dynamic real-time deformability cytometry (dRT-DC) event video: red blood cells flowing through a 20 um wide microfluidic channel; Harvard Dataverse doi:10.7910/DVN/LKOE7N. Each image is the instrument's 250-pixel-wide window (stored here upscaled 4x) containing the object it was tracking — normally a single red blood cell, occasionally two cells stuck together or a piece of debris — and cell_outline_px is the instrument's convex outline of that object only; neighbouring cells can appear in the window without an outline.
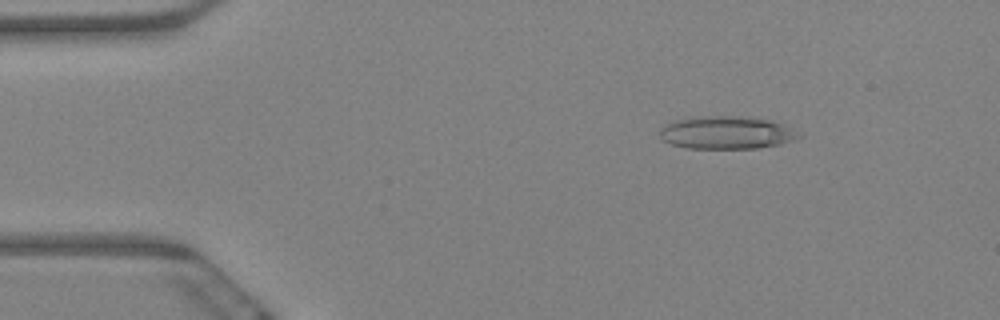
{"species": "Egyptian fruit bat (a non-hibernating species)", "species_latin": "Rousettus aegyptiacus", "temperature_condition": "warm", "stored_images_in_passage": 62, "camera_frame_rate_fps": 3000, "um_per_image_px": 0.085, "animal": {"sex": "female"}, "frame": {"image": 1, "passage_image": 9, "time_ms": 2.667, "image_size_px": [1000, 320], "cell_outline_px": [[804, 136], [792, 140], [776, 144], [756, 148], [688, 148], [672, 144], [664, 140], [660, 136], [660, 128], [664, 124], [676, 120], [692, 116], [740, 116], [768, 120], [784, 124], [792, 128]], "centroid_in_image_um": [61.73, 11.26], "position_along_channel_um": 23.3, "area_um2": 26.47}}
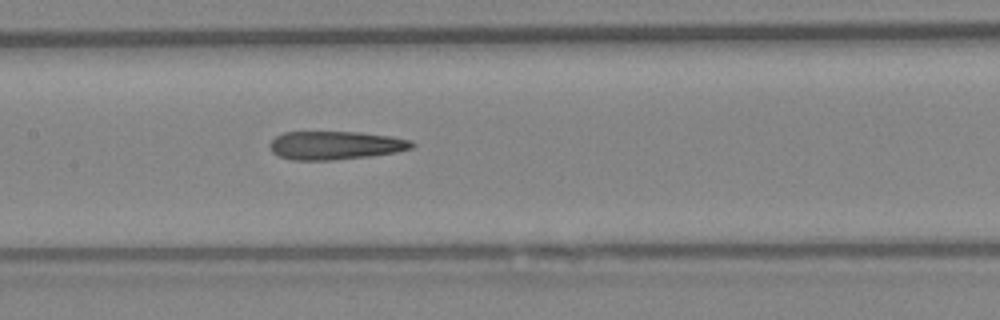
{"frame": {"image": 2, "passage_image": 30, "time_ms": 9.667, "image_size_px": [1000, 320], "cell_outline_px": [[416, 144], [412, 148], [396, 152], [368, 156], [332, 160], [292, 160], [280, 156], [272, 152], [268, 144], [276, 136], [284, 132], [360, 132], [392, 136], [412, 140]], "centroid_in_image_um": [28.52, 12.35], "position_along_channel_um": 178.9, "area_um2": 23.58}}
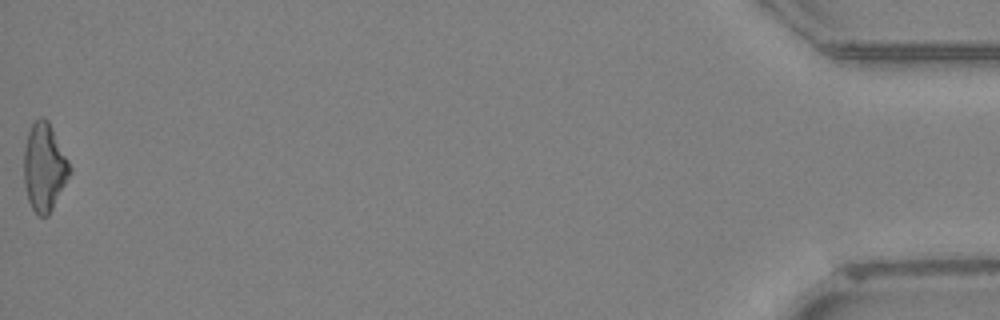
{"frame": {"image": 3, "passage_image": 62, "time_ms": 20.333, "image_size_px": [1000, 320], "cell_outline_px": [[72, 172], [48, 216], [36, 216], [28, 200], [24, 184], [24, 148], [28, 132], [32, 124], [40, 116], [44, 116], [48, 120], [72, 168]], "centroid_in_image_um": [3.76, 14.22], "position_along_channel_um": 431.4, "area_um2": 23.52}, "authors_computed_cell_mechanics": {"area_um2": 24.3338, "velocity_mm_per_s": 3.3178, "shape_relaxation_time_tau1_ms": null, "shape_relaxation_time_tau2_ms": 5.6296, "deformation_change_tau1": null, "deformation_change_tau2": 0.2123}}